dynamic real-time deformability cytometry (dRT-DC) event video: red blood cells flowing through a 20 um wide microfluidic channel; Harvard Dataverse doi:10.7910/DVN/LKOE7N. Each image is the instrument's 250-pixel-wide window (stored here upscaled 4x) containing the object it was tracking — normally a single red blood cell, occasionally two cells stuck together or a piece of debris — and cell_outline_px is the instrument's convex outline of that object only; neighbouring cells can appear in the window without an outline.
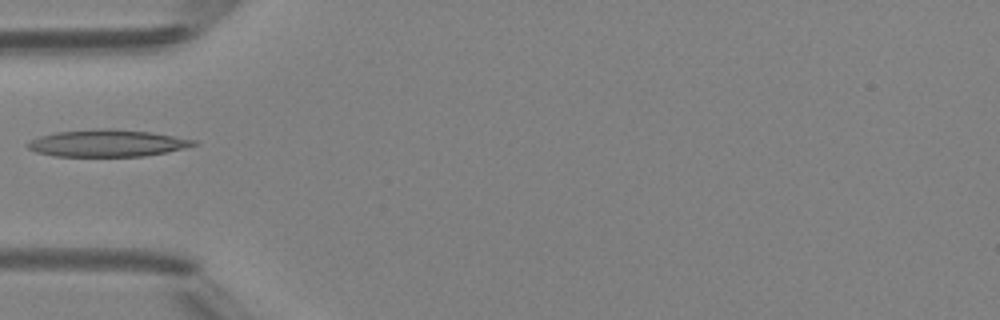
{"species": "Egyptian fruit bat (a non-hibernating species)", "species_latin": "Rousettus aegyptiacus", "temperature_condition": "room temperature", "stored_images_in_passage": 2, "camera_frame_rate_fps": 3000, "um_per_image_px": 0.085, "animal": {"sex": "female"}, "frame": {"image": 1, "passage_image": 2, "time_ms": 1.0, "image_size_px": [1000, 320], "cell_outline_px": [[200, 144], [168, 152], [144, 156], [52, 156], [36, 152], [28, 148], [24, 144], [28, 140], [40, 136], [56, 132], [96, 128], [112, 128], [152, 132], [196, 140]], "centroid_in_image_um": [9.1, 12.16], "position_along_channel_um": 75.9, "area_um2": 26.47}}